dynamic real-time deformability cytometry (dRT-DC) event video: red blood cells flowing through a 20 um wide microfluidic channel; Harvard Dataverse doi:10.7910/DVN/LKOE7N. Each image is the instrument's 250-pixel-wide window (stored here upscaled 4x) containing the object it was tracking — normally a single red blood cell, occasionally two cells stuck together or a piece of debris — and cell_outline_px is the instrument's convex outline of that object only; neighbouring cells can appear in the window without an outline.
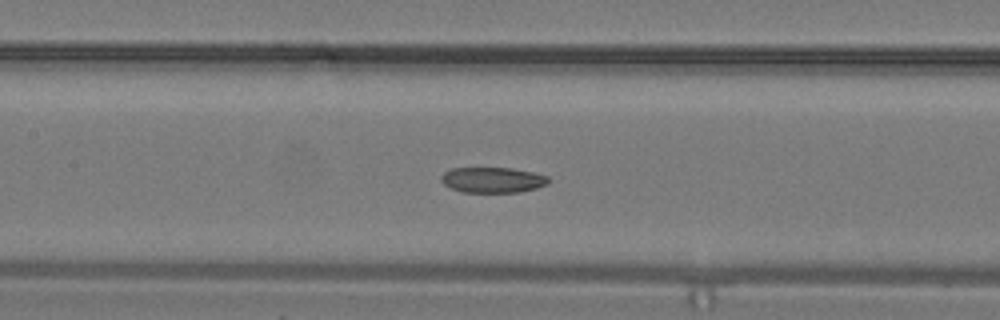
{"species": "common noctule bat (a hibernating species)", "species_latin": "Nyctalus noctula", "temperature_condition": "warm", "stored_images_in_passage": 31, "camera_frame_rate_fps": 3000, "um_per_image_px": 0.085, "animal": {"sex": "male", "body_mass_g": 19.2, "forearm_length_mm": 51.8}, "frame": {"image": 1, "passage_image": 14, "time_ms": 4.333, "image_size_px": [1000, 320], "cell_outline_px": [[548, 184], [536, 188], [520, 192], [464, 192], [452, 188], [444, 184], [440, 180], [440, 176], [444, 172], [452, 168], [512, 168], [532, 172], [548, 176]], "centroid_in_image_um": [41.87, 15.29], "position_along_channel_um": 165.5, "area_um2": 15.9}}
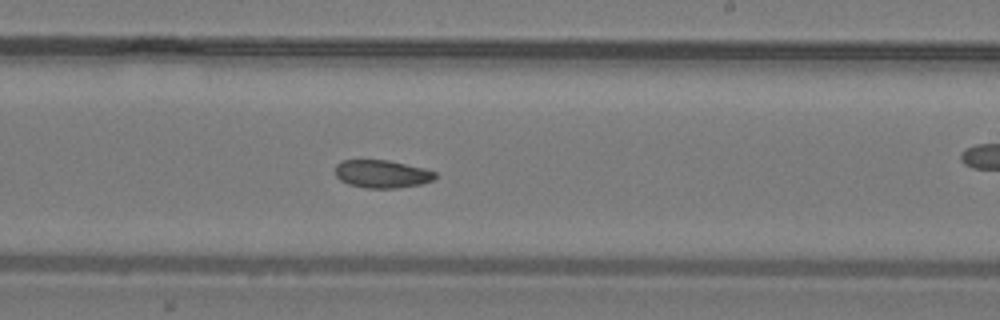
{"frame": {"image": 2, "passage_image": 18, "time_ms": 5.667, "image_size_px": [1000, 320], "cell_outline_px": [[436, 176], [432, 180], [420, 184], [396, 188], [368, 188], [348, 184], [340, 180], [336, 176], [336, 164], [340, 160], [388, 160], [424, 168], [436, 172]], "centroid_in_image_um": [32.45, 14.78], "position_along_channel_um": 256.6, "area_um2": 16.18}}